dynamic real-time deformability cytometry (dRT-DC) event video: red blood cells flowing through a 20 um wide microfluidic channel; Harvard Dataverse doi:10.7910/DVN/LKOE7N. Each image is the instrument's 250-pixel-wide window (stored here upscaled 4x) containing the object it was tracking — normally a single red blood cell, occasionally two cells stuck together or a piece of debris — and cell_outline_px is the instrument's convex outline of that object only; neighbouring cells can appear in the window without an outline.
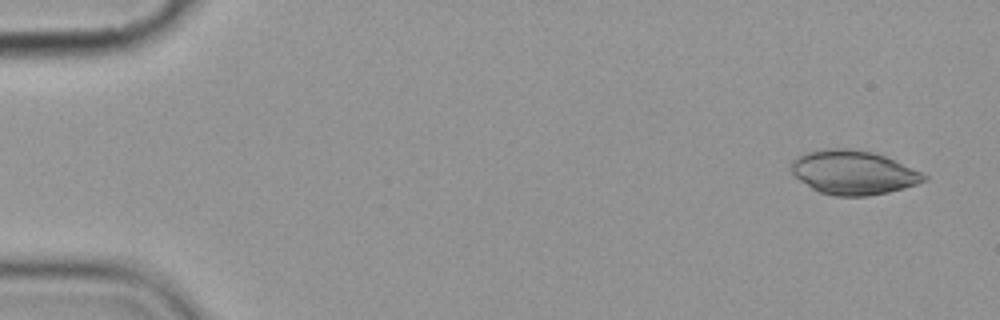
{"species": "common noctule bat (a hibernating species)", "species_latin": "Nyctalus noctula", "temperature_condition": "cold", "stored_images_in_passage": 6, "camera_frame_rate_fps": 3000, "um_per_image_px": 0.085, "animal": {"sex": "female", "body_mass_g": 19.9}, "frame": {"image": 1, "passage_image": 1, "time_ms": 0.0, "image_size_px": [1000, 320], "cell_outline_px": [[928, 180], [904, 188], [888, 192], [868, 196], [832, 196], [820, 192], [812, 188], [800, 180], [792, 172], [792, 160], [796, 156], [808, 152], [824, 148], [848, 148], [872, 152], [884, 156], [912, 168], [928, 176]], "centroid_in_image_um": [72.52, 14.66], "position_along_channel_um": 12.5, "area_um2": 33.87}}
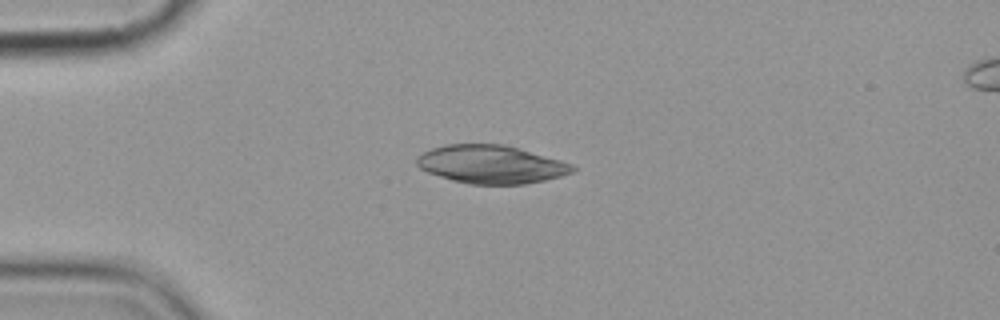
{"frame": {"image": 2, "passage_image": 4, "time_ms": 3.667, "image_size_px": [1000, 320], "cell_outline_px": [[576, 168], [572, 172], [560, 176], [544, 180], [524, 184], [468, 184], [452, 180], [428, 172], [420, 168], [416, 164], [416, 156], [432, 148], [444, 144], [504, 144], [520, 148], [560, 160], [572, 164]], "centroid_in_image_um": [41.72, 13.96], "position_along_channel_um": 43.3, "area_um2": 34.62}}